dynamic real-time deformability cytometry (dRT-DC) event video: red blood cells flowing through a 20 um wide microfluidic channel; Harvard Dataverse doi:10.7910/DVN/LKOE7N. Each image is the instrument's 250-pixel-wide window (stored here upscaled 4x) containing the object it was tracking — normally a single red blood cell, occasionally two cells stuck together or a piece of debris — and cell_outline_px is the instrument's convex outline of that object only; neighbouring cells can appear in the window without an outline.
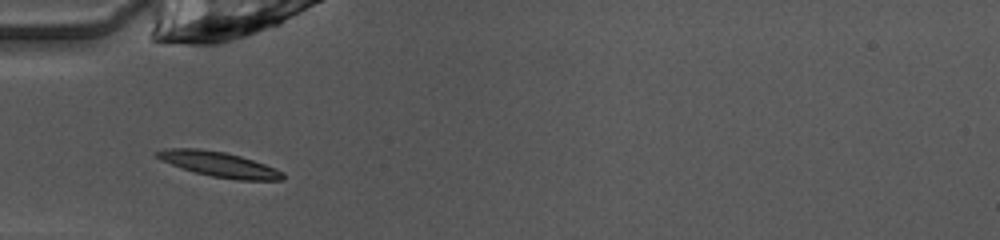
{"species": "common noctule bat (a hibernating species)", "species_latin": "Nyctalus noctula", "temperature_condition": "warm", "stored_images_in_passage": 37, "camera_frame_rate_fps": 3000, "um_per_image_px": 0.085, "animal": {"sex": "female", "body_mass_g": 10.0, "forearm_length_mm": 53.1}, "frame": {"image": 1, "passage_image": 4, "time_ms": 1.0, "image_size_px": [1000, 240], "cell_outline_px": [[284, 180], [240, 180], [212, 176], [196, 172], [172, 164], [156, 156], [156, 152], [168, 148], [200, 148], [224, 152], [240, 156], [276, 168], [284, 172]], "centroid_in_image_um": [18.69, 13.97], "position_along_channel_um": 66.3, "area_um2": 17.98}}
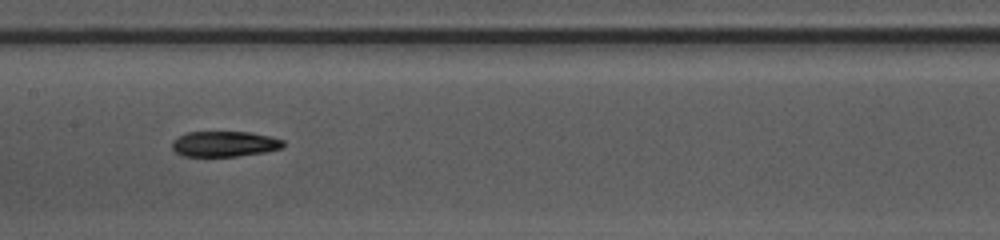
{"frame": {"image": 2, "passage_image": 13, "time_ms": 4.0, "image_size_px": [1000, 240], "cell_outline_px": [[284, 144], [280, 148], [264, 152], [236, 156], [184, 156], [176, 152], [172, 148], [172, 140], [176, 136], [184, 132], [252, 132], [284, 140]], "centroid_in_image_um": [19.02, 12.22], "position_along_channel_um": 188.4, "area_um2": 16.53}}
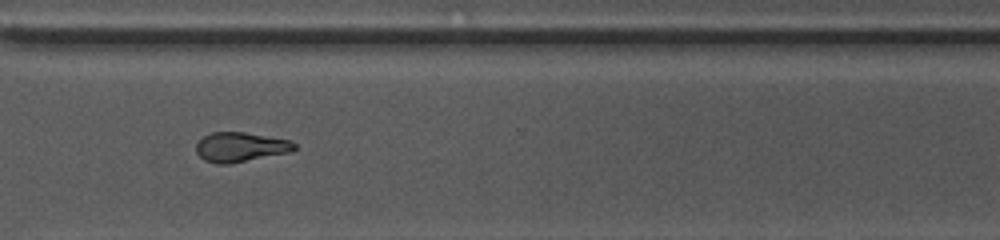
{"frame": {"image": 3, "passage_image": 25, "time_ms": 8.0, "image_size_px": [1000, 240], "cell_outline_px": [[296, 148], [292, 152], [228, 164], [216, 164], [204, 160], [196, 152], [196, 144], [204, 136], [212, 132], [244, 132], [292, 140], [296, 144]], "centroid_in_image_um": [20.47, 12.5], "position_along_channel_um": 350.1, "area_um2": 17.05}, "authors_computed_cell_mechanics": {"area_um2": 17.051, "velocity_mm_per_s": 4.0632, "shape_relaxation_time_tau1_ms": 6.6779, "shape_relaxation_time_tau2_ms": null, "deformation_change_tau1": 0.2107, "deformation_change_tau2": null}}